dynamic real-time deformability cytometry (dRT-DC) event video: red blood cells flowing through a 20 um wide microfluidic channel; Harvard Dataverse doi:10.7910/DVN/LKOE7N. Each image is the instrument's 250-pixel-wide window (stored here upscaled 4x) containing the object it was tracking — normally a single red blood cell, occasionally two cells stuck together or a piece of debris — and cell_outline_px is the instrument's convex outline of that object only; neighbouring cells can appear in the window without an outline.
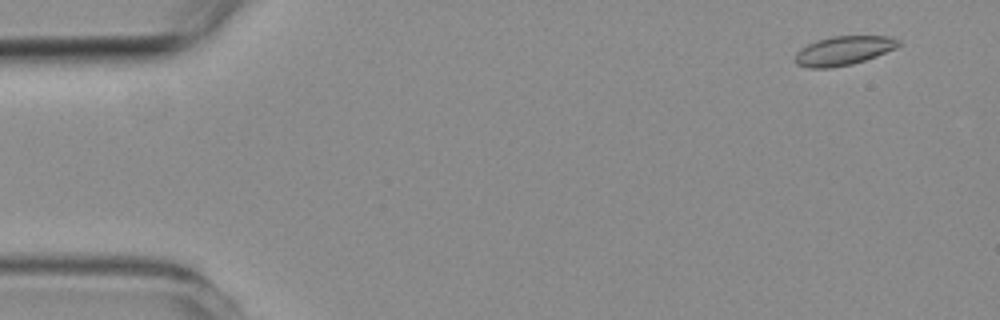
{"species": "common noctule bat (a hibernating species)", "species_latin": "Nyctalus noctula", "temperature_condition": "room temperature", "stored_images_in_passage": 4, "segment_of_instrument_passage": [2, 2], "camera_frame_rate_fps": 3000, "um_per_image_px": 0.085, "animal": {"sex": "female", "body_mass_g": 19.3, "forearm_length_mm": 54.1}, "frame": {"image": 1, "passage_image": 4, "time_ms": 4.333, "image_size_px": [1000, 320], "cell_outline_px": [[900, 44], [896, 48], [876, 56], [852, 64], [832, 68], [808, 68], [796, 64], [796, 52], [800, 48], [816, 40], [832, 36], [888, 36], [900, 40]], "centroid_in_image_um": [71.69, 4.3], "position_along_channel_um": 13.3, "area_um2": 17.51}}